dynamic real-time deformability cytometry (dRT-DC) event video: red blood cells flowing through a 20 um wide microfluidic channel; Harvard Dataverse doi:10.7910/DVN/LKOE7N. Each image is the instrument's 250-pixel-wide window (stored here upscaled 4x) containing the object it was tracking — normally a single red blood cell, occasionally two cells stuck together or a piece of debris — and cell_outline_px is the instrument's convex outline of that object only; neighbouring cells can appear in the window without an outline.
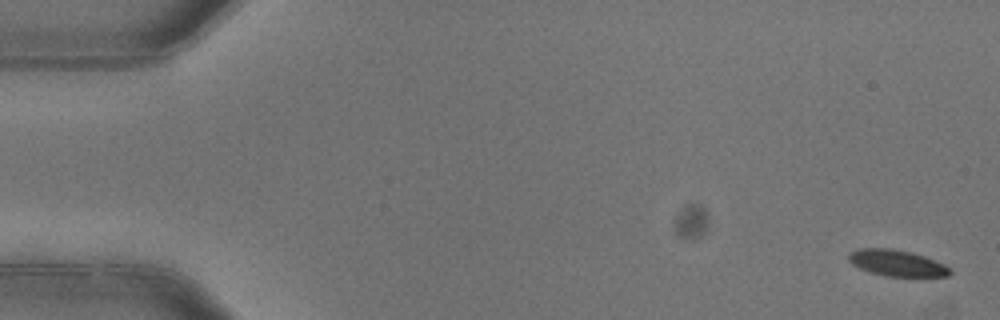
{"species": "common noctule bat (a hibernating species)", "species_latin": "Nyctalus noctula", "temperature_condition": "warm", "stored_images_in_passage": 4, "camera_frame_rate_fps": 3000, "um_per_image_px": 0.085, "animal": {"sex": "female"}, "frame": {"image": 1, "passage_image": 1, "time_ms": 0.0, "image_size_px": [1000, 320], "cell_outline_px": [[952, 272], [948, 276], [888, 276], [872, 272], [860, 268], [852, 264], [848, 260], [848, 256], [852, 252], [860, 248], [892, 248], [912, 252], [924, 256], [944, 264]], "centroid_in_image_um": [76.23, 22.34], "position_along_channel_um": 8.8, "area_um2": 15.26}}
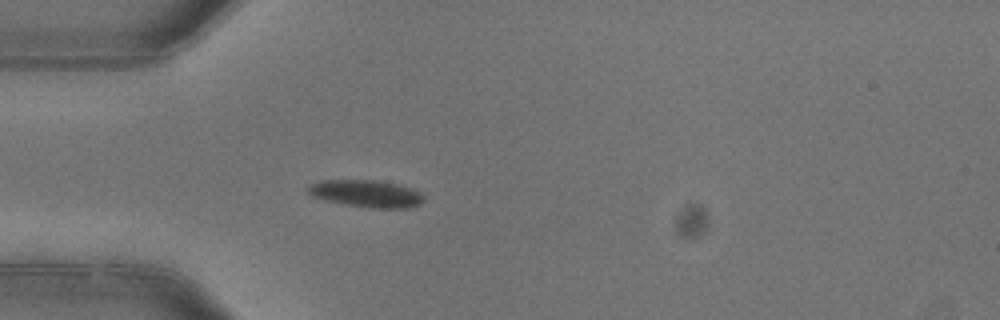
{"frame": {"image": 2, "passage_image": 4, "time_ms": 1.0, "image_size_px": [1000, 320], "cell_outline_px": [[424, 200], [420, 204], [408, 208], [372, 208], [344, 204], [324, 200], [312, 196], [308, 192], [308, 188], [312, 184], [320, 180], [372, 180], [396, 184], [408, 188], [424, 196]], "centroid_in_image_um": [31.1, 16.47], "position_along_channel_um": 53.9, "area_um2": 18.03}}